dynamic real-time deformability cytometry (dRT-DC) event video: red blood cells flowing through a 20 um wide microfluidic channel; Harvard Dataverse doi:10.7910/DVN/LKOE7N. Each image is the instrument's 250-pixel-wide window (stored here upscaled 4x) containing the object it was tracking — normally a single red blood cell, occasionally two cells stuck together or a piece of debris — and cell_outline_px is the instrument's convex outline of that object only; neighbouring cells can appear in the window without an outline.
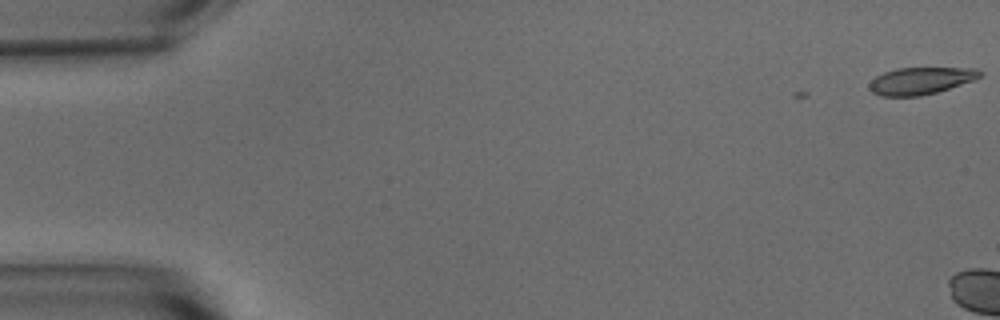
{"species": "common noctule bat (a hibernating species)", "species_latin": "Nyctalus noctula", "temperature_condition": "warm", "stored_images_in_passage": 3, "camera_frame_rate_fps": 3000, "um_per_image_px": 0.085, "animal": {"sex": "male", "body_mass_g": 15.6}, "frame": {"image": 1, "passage_image": 3, "time_ms": 0.667, "image_size_px": [1000, 320], "cell_outline_px": [[984, 72], [980, 76], [972, 80], [936, 92], [920, 96], [880, 96], [872, 92], [868, 88], [868, 84], [876, 76], [884, 72], [896, 68], [976, 68]], "centroid_in_image_um": [78.21, 6.86], "position_along_channel_um": 6.8, "area_um2": 17.34}}